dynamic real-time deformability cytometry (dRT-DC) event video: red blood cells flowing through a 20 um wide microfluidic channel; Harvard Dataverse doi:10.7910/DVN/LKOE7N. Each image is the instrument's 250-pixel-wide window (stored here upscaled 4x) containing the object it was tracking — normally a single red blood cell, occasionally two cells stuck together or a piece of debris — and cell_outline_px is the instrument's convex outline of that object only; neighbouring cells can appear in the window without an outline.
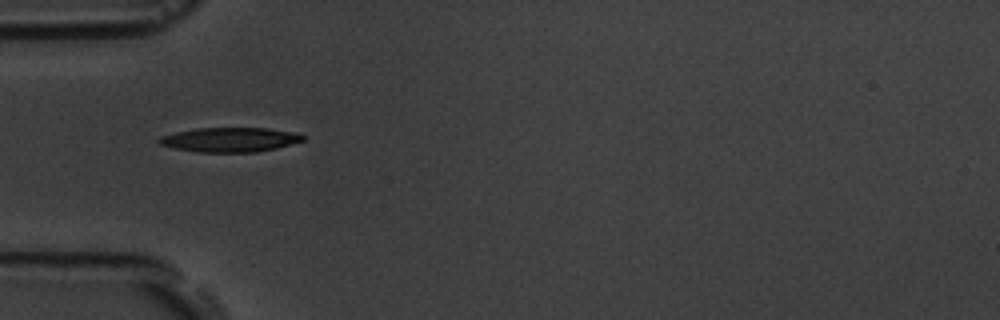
{"species": "common noctule bat (a hibernating species)", "species_latin": "Nyctalus noctula", "temperature_condition": "room temperature", "stored_images_in_passage": 2, "camera_frame_rate_fps": 3000, "um_per_image_px": 0.085, "animal": {"sex": "male", "body_mass_g": 19.5, "forearm_length_mm": 54.6}, "frame": {"image": 1, "passage_image": 1, "time_ms": 0.0, "image_size_px": [1000, 320], "cell_outline_px": [[304, 140], [276, 148], [256, 152], [200, 152], [176, 148], [160, 144], [156, 140], [160, 136], [176, 132], [196, 128], [268, 128], [292, 132], [304, 136]], "centroid_in_image_um": [19.52, 11.87], "position_along_channel_um": 65.5, "area_um2": 20.29}}
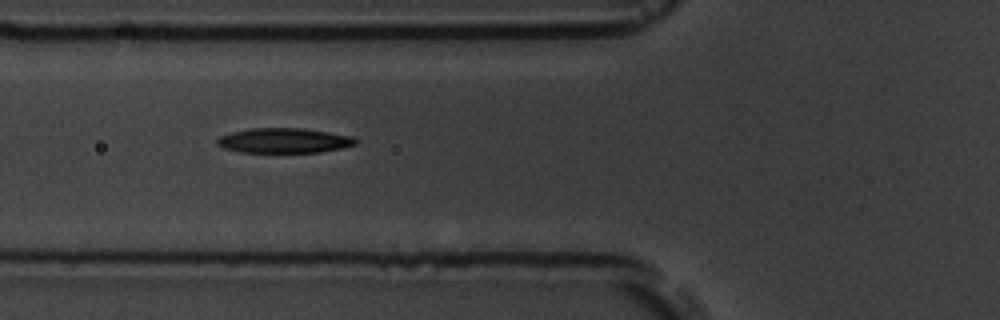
{"frame": {"image": 2, "passage_image": 2, "time_ms": 1.0, "image_size_px": [1000, 320], "cell_outline_px": [[360, 140], [356, 144], [340, 148], [320, 152], [240, 152], [224, 148], [216, 144], [216, 140], [220, 136], [232, 132], [248, 128], [304, 128], [352, 136]], "centroid_in_image_um": [24.14, 11.94], "position_along_channel_um": 101.7, "area_um2": 20.11}}